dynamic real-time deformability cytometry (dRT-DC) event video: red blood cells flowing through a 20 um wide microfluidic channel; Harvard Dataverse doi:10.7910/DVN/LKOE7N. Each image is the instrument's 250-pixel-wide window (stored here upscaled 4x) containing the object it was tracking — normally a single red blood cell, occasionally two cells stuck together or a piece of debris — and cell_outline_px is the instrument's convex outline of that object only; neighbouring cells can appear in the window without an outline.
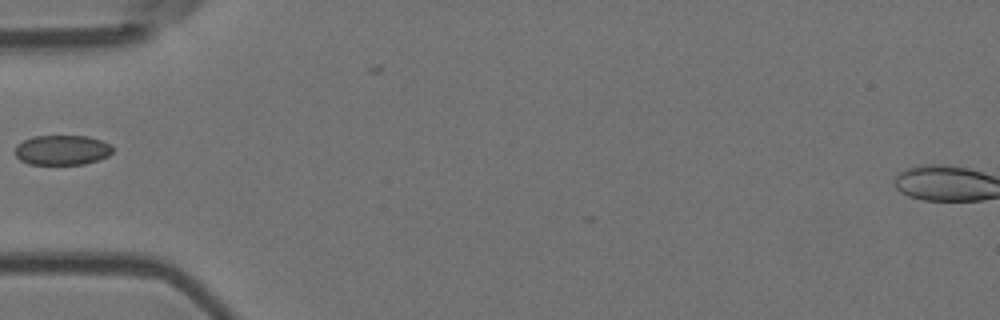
{"species": "Egyptian fruit bat (a non-hibernating species)", "species_latin": "Rousettus aegyptiacus", "temperature_condition": "room temperature", "stored_images_in_passage": 2, "camera_frame_rate_fps": 3000, "um_per_image_px": 0.085, "animal": {"sex": "female"}, "frame": {"image": 1, "passage_image": 2, "time_ms": 0.333, "image_size_px": [1000, 320], "cell_outline_px": [[112, 152], [108, 156], [84, 164], [28, 164], [20, 160], [16, 156], [16, 144], [32, 136], [88, 136], [100, 140], [108, 144], [112, 148]], "centroid_in_image_um": [5.25, 12.75], "position_along_channel_um": 79.8, "area_um2": 16.88}}